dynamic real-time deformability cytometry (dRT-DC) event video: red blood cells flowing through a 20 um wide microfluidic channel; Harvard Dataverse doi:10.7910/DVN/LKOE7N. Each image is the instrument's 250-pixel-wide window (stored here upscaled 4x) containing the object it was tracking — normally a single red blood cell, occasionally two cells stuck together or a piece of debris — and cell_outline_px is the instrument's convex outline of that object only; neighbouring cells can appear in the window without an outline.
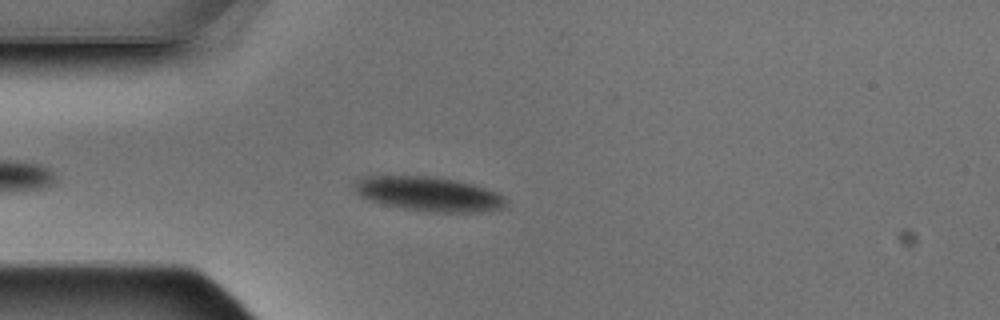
{"species": "Egyptian fruit bat (a non-hibernating species)", "species_latin": "Rousettus aegyptiacus", "temperature_condition": "warm", "stored_images_in_passage": 5, "camera_frame_rate_fps": 3000, "um_per_image_px": 0.085, "animal": {"sex": "male"}, "frame": {"image": 1, "passage_image": 4, "time_ms": 1.0, "image_size_px": [1000, 320], "cell_outline_px": [[508, 208], [484, 212], [424, 212], [384, 204], [368, 200], [360, 196], [352, 188], [352, 184], [356, 180], [364, 176], [432, 176], [456, 180], [472, 184], [496, 192], [504, 196], [508, 200]], "centroid_in_image_um": [36.47, 16.5], "position_along_channel_um": 48.5, "area_um2": 30.87}}